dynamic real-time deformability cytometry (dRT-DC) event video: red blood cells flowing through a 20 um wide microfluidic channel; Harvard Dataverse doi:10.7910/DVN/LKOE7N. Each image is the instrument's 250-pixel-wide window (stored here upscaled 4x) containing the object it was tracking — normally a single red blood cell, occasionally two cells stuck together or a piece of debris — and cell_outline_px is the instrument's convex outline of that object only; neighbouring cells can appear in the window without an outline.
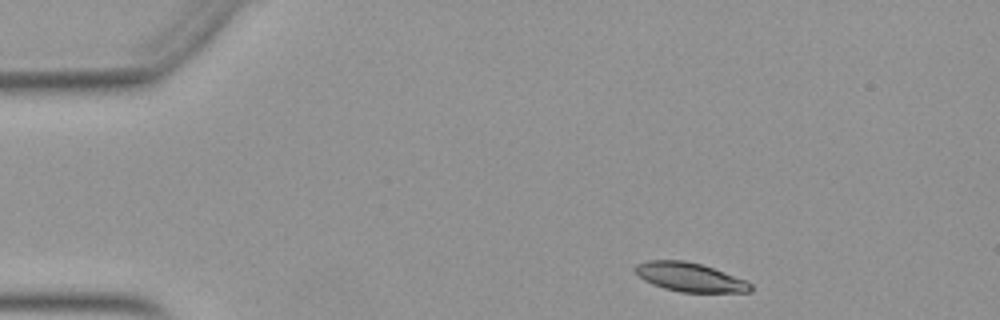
{"species": "Egyptian fruit bat (a non-hibernating species)", "species_latin": "Rousettus aegyptiacus", "temperature_condition": "warm", "stored_images_in_passage": 31, "camera_frame_rate_fps": 3000, "um_per_image_px": 0.085, "animal": {"sex": "female"}, "frame": {"image": 1, "passage_image": 1, "time_ms": 0.0, "image_size_px": [1000, 320], "cell_outline_px": [[752, 292], [680, 292], [664, 288], [652, 284], [644, 280], [636, 272], [636, 264], [648, 260], [684, 260], [700, 264], [724, 272], [744, 280], [752, 284]], "centroid_in_image_um": [58.64, 23.56], "position_along_channel_um": 26.4, "area_um2": 19.19}}
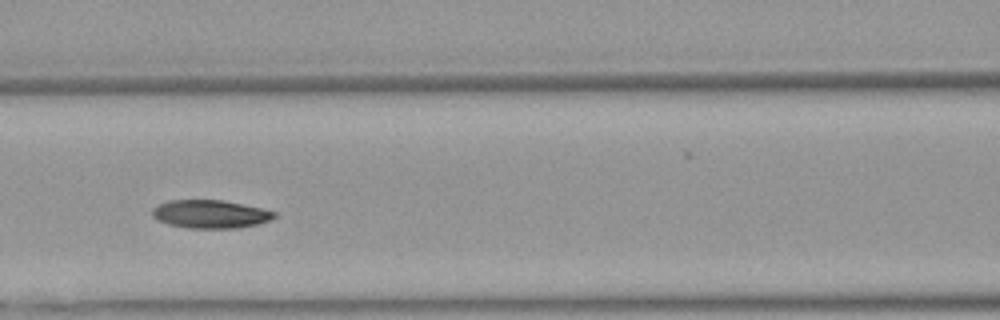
{"frame": {"image": 2, "passage_image": 16, "time_ms": 5.0, "image_size_px": [1000, 320], "cell_outline_px": [[276, 216], [260, 224], [240, 228], [188, 228], [168, 224], [156, 220], [152, 216], [152, 208], [168, 200], [224, 200], [260, 208], [276, 212]], "centroid_in_image_um": [17.86, 18.2], "position_along_channel_um": 148.7, "area_um2": 20.11}}
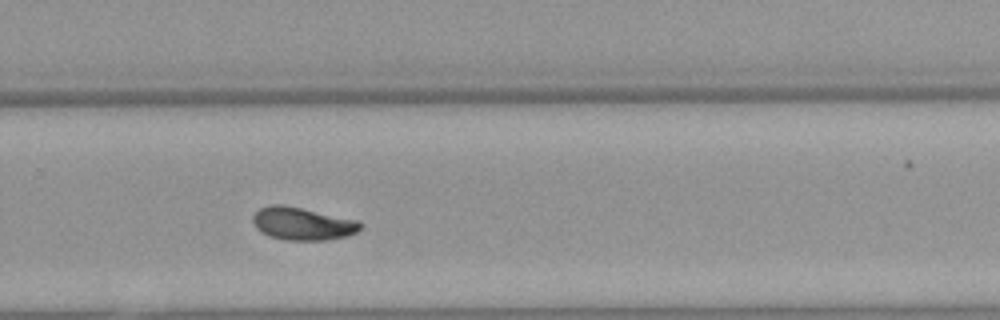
{"frame": {"image": 3, "passage_image": 28, "time_ms": 9.0, "image_size_px": [1000, 320], "cell_outline_px": [[364, 224], [356, 232], [348, 236], [324, 240], [284, 240], [268, 236], [260, 232], [256, 228], [252, 220], [252, 216], [260, 208], [268, 204], [284, 204], [360, 220]], "centroid_in_image_um": [25.71, 19.0], "position_along_channel_um": 304.1, "area_um2": 20.92}}